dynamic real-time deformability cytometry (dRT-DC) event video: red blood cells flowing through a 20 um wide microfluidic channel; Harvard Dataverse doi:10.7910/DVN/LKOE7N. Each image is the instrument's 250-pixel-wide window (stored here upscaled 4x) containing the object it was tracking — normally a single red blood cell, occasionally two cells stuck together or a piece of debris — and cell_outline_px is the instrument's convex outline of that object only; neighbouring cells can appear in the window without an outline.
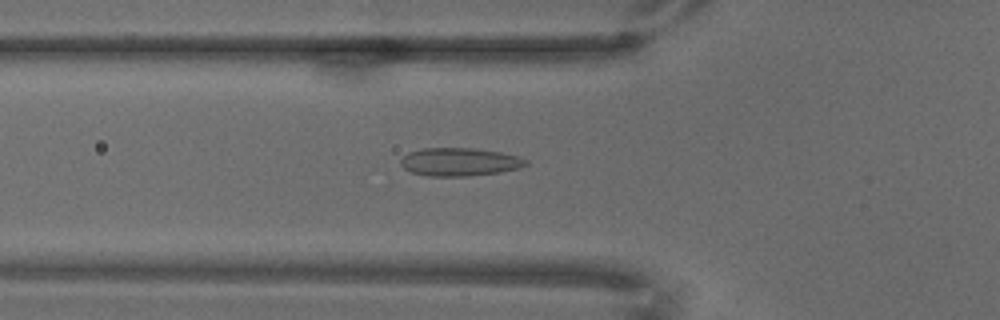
{"species": "common noctule bat (a hibernating species)", "species_latin": "Nyctalus noctula", "temperature_condition": "warm", "stored_images_in_passage": 70, "camera_frame_rate_fps": 3000, "um_per_image_px": 0.085, "animal": {"sex": "male", "body_mass_g": 18.8}, "frame": {"image": 1, "passage_image": 25, "time_ms": 8.0, "image_size_px": [1000, 320], "cell_outline_px": [[528, 164], [520, 168], [500, 172], [468, 176], [428, 176], [412, 172], [404, 168], [400, 164], [400, 160], [408, 152], [424, 148], [472, 148], [500, 152], [520, 156], [528, 160]], "centroid_in_image_um": [39.09, 13.76], "position_along_channel_um": 86.7, "area_um2": 20.58}}
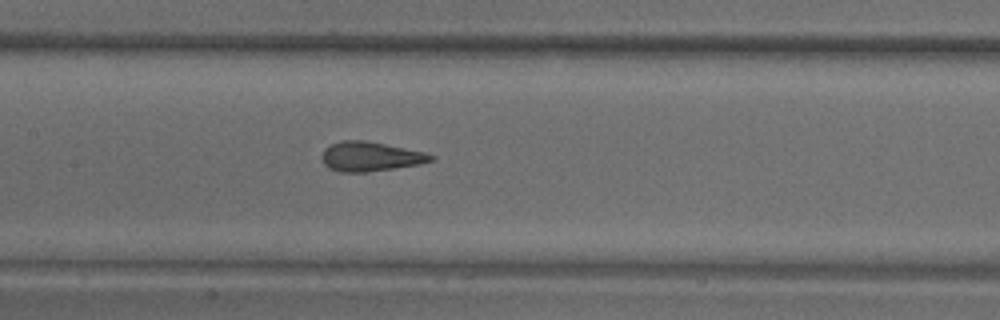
{"frame": {"image": 2, "passage_image": 34, "time_ms": 11.0, "image_size_px": [1000, 320], "cell_outline_px": [[436, 156], [432, 160], [420, 164], [364, 172], [340, 172], [328, 168], [324, 164], [320, 156], [324, 148], [332, 144], [344, 140], [364, 140], [424, 152]], "centroid_in_image_um": [31.43, 13.3], "position_along_channel_um": 176.0, "area_um2": 18.55}}
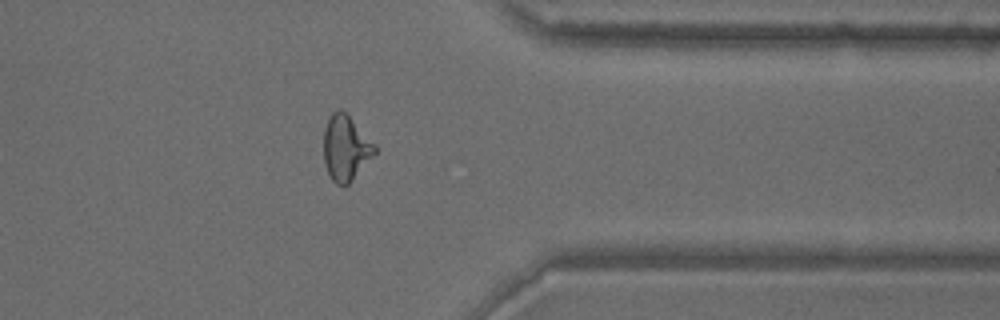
{"frame": {"image": 3, "passage_image": 56, "time_ms": 18.333, "image_size_px": [1000, 320], "cell_outline_px": [[376, 152], [352, 180], [344, 188], [336, 184], [332, 180], [324, 164], [324, 128], [332, 112], [340, 108], [376, 144]], "centroid_in_image_um": [29.37, 12.6], "position_along_channel_um": 382.0, "area_um2": 19.31}}